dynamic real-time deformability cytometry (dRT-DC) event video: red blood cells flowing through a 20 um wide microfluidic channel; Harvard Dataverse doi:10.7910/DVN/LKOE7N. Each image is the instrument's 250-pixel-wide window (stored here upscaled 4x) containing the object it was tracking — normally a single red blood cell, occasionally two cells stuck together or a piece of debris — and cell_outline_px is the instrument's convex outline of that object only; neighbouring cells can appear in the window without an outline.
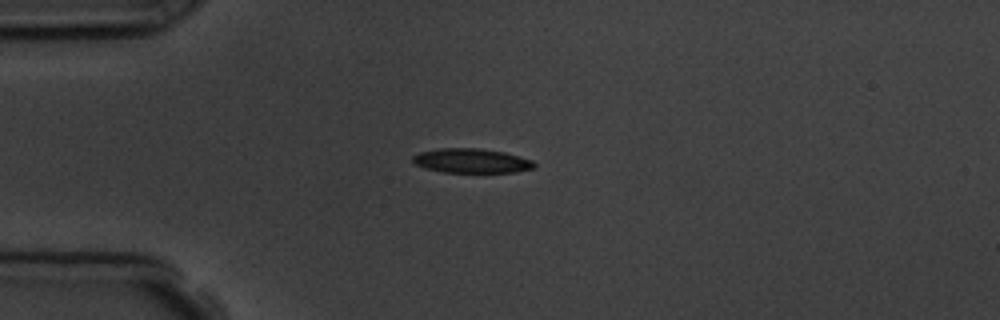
{"species": "common noctule bat (a hibernating species)", "species_latin": "Nyctalus noctula", "temperature_condition": "room temperature", "stored_images_in_passage": 3, "camera_frame_rate_fps": 3000, "um_per_image_px": 0.085, "animal": {"sex": "male", "body_mass_g": 19.5, "forearm_length_mm": 54.6}, "frame": {"image": 1, "passage_image": 2, "time_ms": 1.0, "image_size_px": [1000, 320], "cell_outline_px": [[536, 164], [532, 168], [516, 172], [444, 172], [428, 168], [416, 164], [412, 160], [412, 156], [420, 152], [440, 148], [476, 148], [504, 152], [532, 160]], "centroid_in_image_um": [40.08, 13.66], "position_along_channel_um": 44.9, "area_um2": 16.99}}